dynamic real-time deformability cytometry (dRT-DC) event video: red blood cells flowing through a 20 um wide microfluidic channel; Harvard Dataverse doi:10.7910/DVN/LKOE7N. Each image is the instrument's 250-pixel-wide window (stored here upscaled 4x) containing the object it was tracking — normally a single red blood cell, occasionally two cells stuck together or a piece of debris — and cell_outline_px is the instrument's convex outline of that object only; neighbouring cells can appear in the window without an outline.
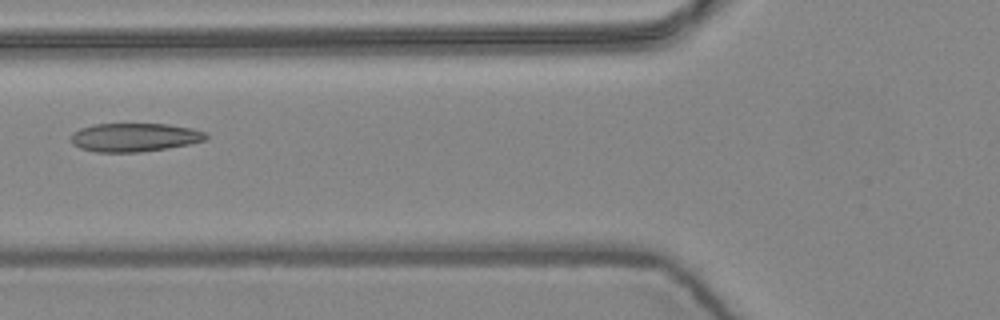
{"species": "common noctule bat (a hibernating species)", "species_latin": "Nyctalus noctula", "temperature_condition": "warm", "stored_images_in_passage": 5, "camera_frame_rate_fps": 3000, "um_per_image_px": 0.085, "animal": {"sex": "female", "body_mass_g": 24.6, "forearm_length_mm": 56.2}, "frame": {"image": 1, "passage_image": 5, "time_ms": 1.333, "image_size_px": [1000, 320], "cell_outline_px": [[208, 140], [168, 148], [140, 152], [96, 152], [80, 148], [72, 144], [68, 136], [72, 132], [80, 128], [96, 124], [168, 124], [192, 128], [208, 132]], "centroid_in_image_um": [11.43, 11.67], "position_along_channel_um": 114.4, "area_um2": 22.77}}